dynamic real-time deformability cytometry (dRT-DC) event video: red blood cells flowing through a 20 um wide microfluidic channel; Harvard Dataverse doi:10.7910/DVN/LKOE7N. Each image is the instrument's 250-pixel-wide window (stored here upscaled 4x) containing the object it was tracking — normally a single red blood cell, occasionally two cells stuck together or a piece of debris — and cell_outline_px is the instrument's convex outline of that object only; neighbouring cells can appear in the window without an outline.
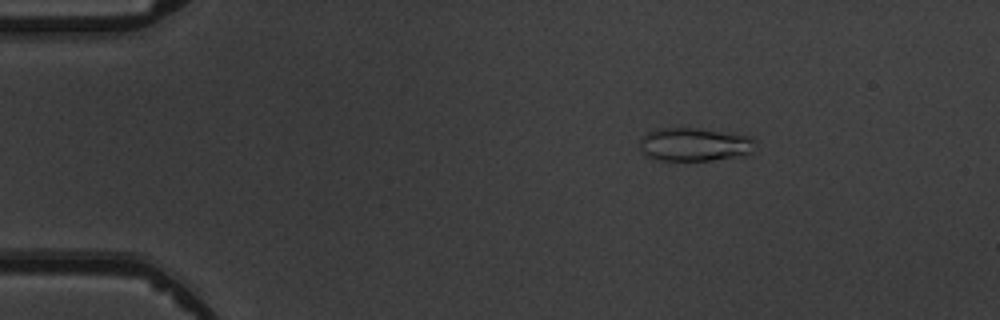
{"species": "common noctule bat (a hibernating species)", "species_latin": "Nyctalus noctula", "temperature_condition": "warm", "stored_images_in_passage": 5, "camera_frame_rate_fps": 3000, "um_per_image_px": 0.085, "animal": {"sex": "male", "body_mass_g": 19.5, "forearm_length_mm": 54.6}, "frame": {"image": 1, "passage_image": 3, "time_ms": 2.333, "image_size_px": [1000, 320], "cell_outline_px": [[756, 140], [752, 152], [736, 156], [712, 160], [660, 160], [648, 156], [640, 148], [640, 140], [648, 132], [656, 128], [696, 128], [752, 136]], "centroid_in_image_um": [59.04, 12.26], "position_along_channel_um": 26.0, "area_um2": 22.25}}